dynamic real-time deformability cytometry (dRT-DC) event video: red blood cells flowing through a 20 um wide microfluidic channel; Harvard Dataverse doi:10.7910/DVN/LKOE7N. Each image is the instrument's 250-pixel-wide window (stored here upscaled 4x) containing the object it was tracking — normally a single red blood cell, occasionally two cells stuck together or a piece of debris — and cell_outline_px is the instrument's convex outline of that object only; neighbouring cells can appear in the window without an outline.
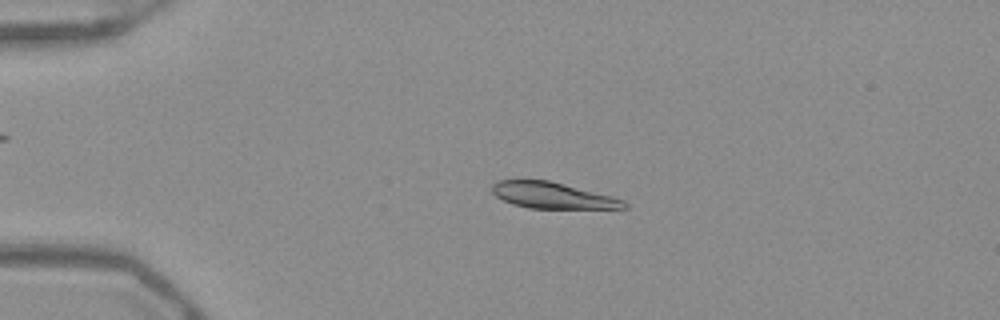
{"species": "Egyptian fruit bat (a non-hibernating species)", "species_latin": "Rousettus aegyptiacus", "temperature_condition": "warm", "stored_images_in_passage": 52, "camera_frame_rate_fps": 3000, "um_per_image_px": 0.085, "frame": {"image": 1, "passage_image": 12, "time_ms": 3.667, "image_size_px": [1000, 320], "cell_outline_px": [[628, 208], [528, 208], [512, 204], [496, 196], [492, 192], [492, 184], [500, 180], [548, 180], [624, 200], [628, 204]], "centroid_in_image_um": [46.92, 16.61], "position_along_channel_um": 38.1, "area_um2": 19.71}}
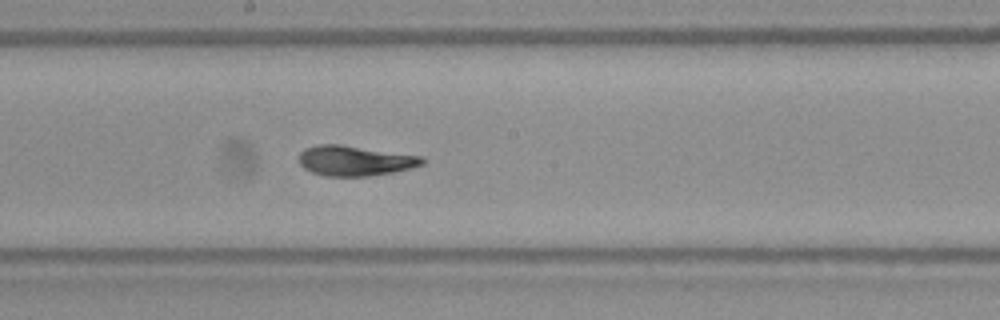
{"frame": {"image": 2, "passage_image": 29, "time_ms": 9.333, "image_size_px": [1000, 320], "cell_outline_px": [[428, 160], [424, 164], [412, 168], [392, 172], [368, 176], [328, 176], [312, 172], [304, 168], [300, 164], [300, 152], [304, 148], [316, 144], [340, 144], [424, 156]], "centroid_in_image_um": [30.22, 13.65], "position_along_channel_um": 218.0, "area_um2": 21.85}}
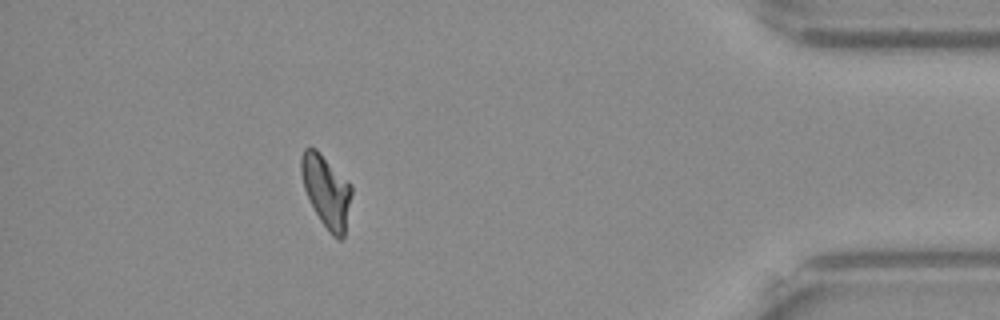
{"frame": {"image": 3, "passage_image": 47, "time_ms": 15.333, "image_size_px": [1000, 320], "cell_outline_px": [[352, 192], [344, 236], [340, 240], [332, 236], [328, 232], [320, 220], [304, 188], [300, 172], [300, 156], [304, 148], [316, 148], [352, 184]], "centroid_in_image_um": [27.74, 16.22], "position_along_channel_um": 407.5, "area_um2": 21.21}, "authors_computed_cell_mechanics": {"area_um2": 21.5016, "velocity_mm_per_s": 3.9175, "shape_relaxation_time_tau1_ms": 3.6817, "shape_relaxation_time_tau2_ms": 1.0181, "deformation_change_tau1": 0.1785, "deformation_change_tau2": 0.0673}}